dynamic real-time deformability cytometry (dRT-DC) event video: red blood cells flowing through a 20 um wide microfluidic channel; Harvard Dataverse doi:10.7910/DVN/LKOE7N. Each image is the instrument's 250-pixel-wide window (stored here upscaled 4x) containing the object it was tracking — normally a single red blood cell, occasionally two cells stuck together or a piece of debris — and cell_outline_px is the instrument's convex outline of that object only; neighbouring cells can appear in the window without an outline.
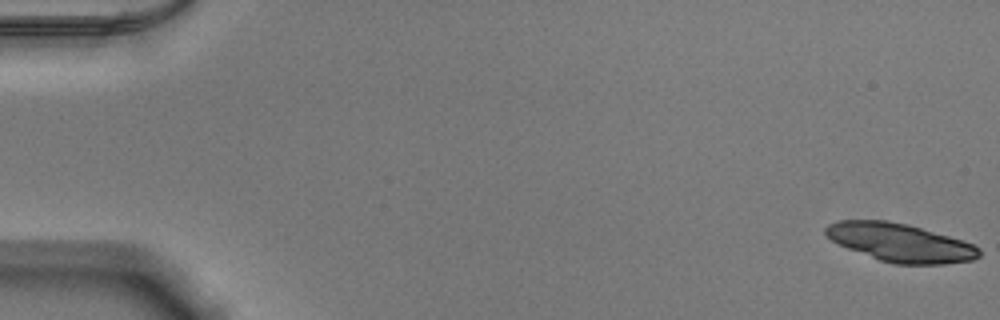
{"species": "Egyptian fruit bat (a non-hibernating species)", "species_latin": "Rousettus aegyptiacus", "temperature_condition": "warm", "stored_images_in_passage": 54, "camera_frame_rate_fps": 3000, "um_per_image_px": 0.085, "animal": {"sex": "male"}, "frame": {"image": 1, "passage_image": 1, "time_ms": 0.0, "image_size_px": [1000, 320], "cell_outline_px": [[980, 256], [972, 260], [944, 264], [892, 264], [880, 260], [848, 248], [824, 236], [824, 228], [828, 224], [836, 220], [888, 220], [908, 224], [964, 240], [980, 248]], "centroid_in_image_um": [76.51, 20.61], "position_along_channel_um": 8.5, "area_um2": 34.33}}
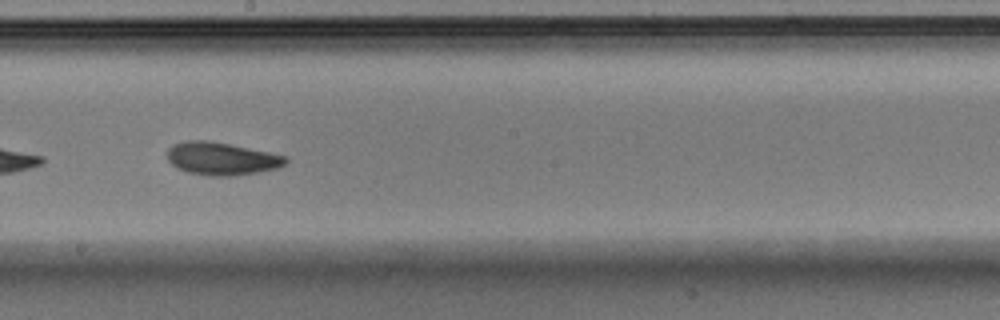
{"frame": {"image": 2, "passage_image": 31, "time_ms": 10.0, "image_size_px": [1000, 320], "cell_outline_px": [[288, 160], [284, 164], [276, 168], [256, 172], [232, 176], [208, 176], [188, 172], [176, 168], [168, 160], [168, 148], [172, 144], [188, 140], [208, 140], [288, 156]], "centroid_in_image_um": [18.8, 13.48], "position_along_channel_um": 229.4, "area_um2": 22.48}}
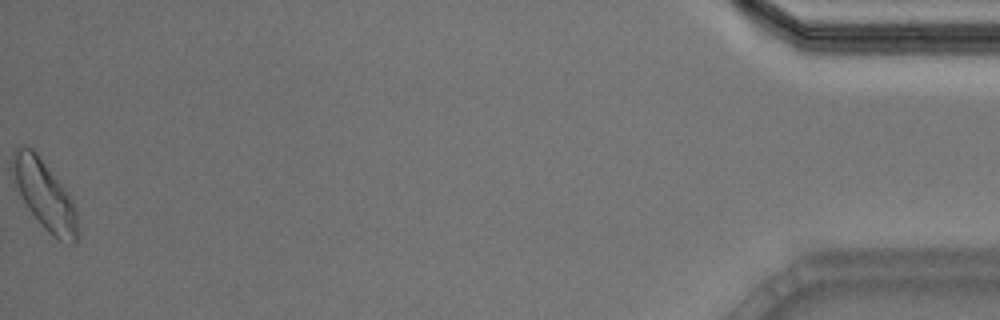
{"frame": {"image": 3, "passage_image": 54, "time_ms": 17.667, "image_size_px": [1000, 320], "cell_outline_px": [[80, 236], [72, 244], [56, 240], [40, 224], [28, 208], [16, 184], [12, 160], [12, 152], [16, 144], [24, 144], [32, 148], [36, 152], [68, 192], [76, 208]], "centroid_in_image_um": [3.83, 16.58], "position_along_channel_um": 431.4, "area_um2": 26.24}, "authors_computed_cell_mechanics": {"area_um2": 22.8888, "velocity_mm_per_s": 3.8556, "shape_relaxation_time_tau1_ms": 2.5085, "shape_relaxation_time_tau2_ms": 3.1917, "deformation_change_tau1": 0.1061, "deformation_change_tau2": 0.0924}}